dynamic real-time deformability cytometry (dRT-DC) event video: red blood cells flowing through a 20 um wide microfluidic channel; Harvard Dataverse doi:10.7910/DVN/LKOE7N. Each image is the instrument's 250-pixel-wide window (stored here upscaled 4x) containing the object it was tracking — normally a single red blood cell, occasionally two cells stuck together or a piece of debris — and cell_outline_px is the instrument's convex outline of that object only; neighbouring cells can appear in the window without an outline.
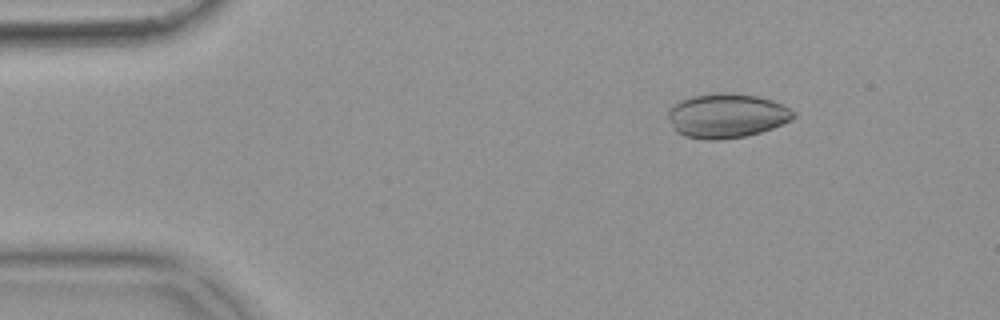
{"species": "common noctule bat (a hibernating species)", "species_latin": "Nyctalus noctula", "temperature_condition": "warm", "stored_images_in_passage": 55, "camera_frame_rate_fps": 3000, "um_per_image_px": 0.085, "animal": {"sex": "female", "body_mass_g": 18.4}, "frame": {"image": 1, "passage_image": 8, "time_ms": 2.333, "image_size_px": [1000, 320], "cell_outline_px": [[796, 116], [792, 120], [772, 128], [760, 132], [744, 136], [720, 140], [704, 140], [684, 136], [676, 132], [668, 116], [668, 112], [672, 104], [680, 100], [692, 96], [716, 92], [724, 92], [756, 96], [772, 100], [784, 104], [796, 112]], "centroid_in_image_um": [61.78, 9.83], "position_along_channel_um": 23.2, "area_um2": 32.66}}
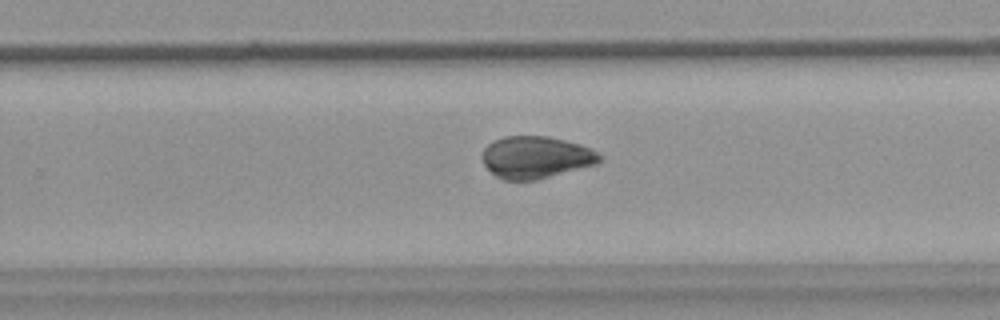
{"frame": {"image": 2, "passage_image": 35, "time_ms": 11.333, "image_size_px": [1000, 320], "cell_outline_px": [[604, 156], [596, 164], [536, 180], [504, 180], [496, 176], [480, 160], [480, 156], [484, 148], [488, 144], [504, 136], [548, 136], [580, 144]], "centroid_in_image_um": [45.52, 13.37], "position_along_channel_um": 284.3, "area_um2": 28.73}}
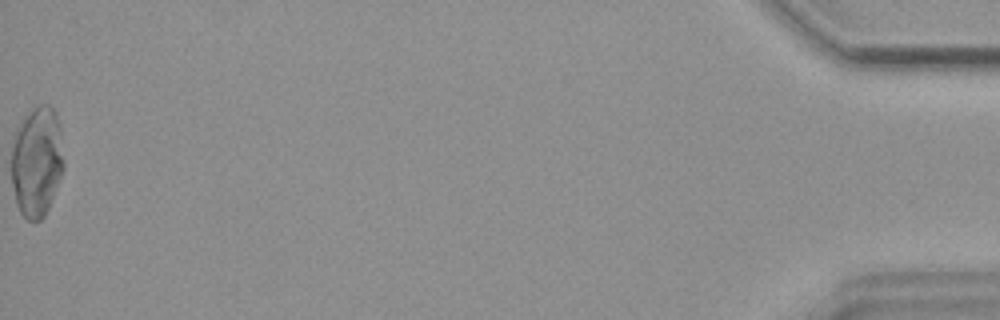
{"frame": {"image": 3, "passage_image": 55, "time_ms": 18.0, "image_size_px": [1000, 320], "cell_outline_px": [[64, 168], [60, 180], [48, 208], [44, 216], [40, 220], [28, 220], [20, 212], [16, 204], [12, 184], [12, 132], [20, 120], [32, 108], [40, 104], [48, 104], [56, 112], [60, 128], [64, 160]], "centroid_in_image_um": [3.12, 13.68], "position_along_channel_um": 432.1, "area_um2": 34.28}}